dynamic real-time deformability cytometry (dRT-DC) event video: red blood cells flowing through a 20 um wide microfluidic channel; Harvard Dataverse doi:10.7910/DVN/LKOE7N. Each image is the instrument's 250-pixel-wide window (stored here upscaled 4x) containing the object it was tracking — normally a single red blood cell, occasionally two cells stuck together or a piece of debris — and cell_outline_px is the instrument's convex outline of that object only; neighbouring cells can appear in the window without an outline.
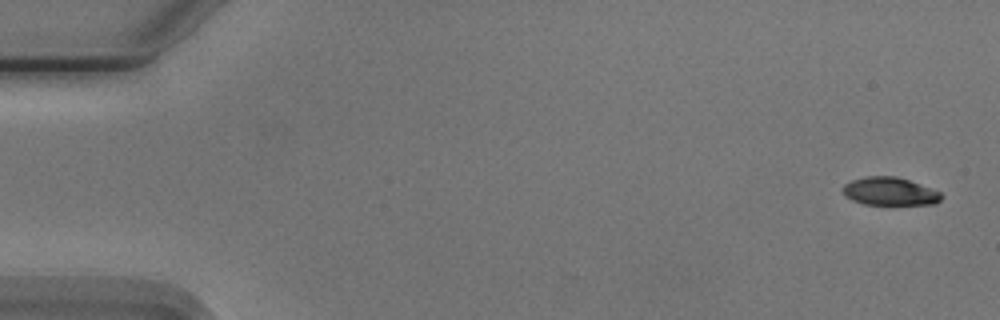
{"species": "Egyptian fruit bat (a non-hibernating species)", "species_latin": "Rousettus aegyptiacus", "temperature_condition": "cold", "stored_images_in_passage": 22, "camera_frame_rate_fps": 3000, "um_per_image_px": 0.085, "animal": {"sex": "male"}, "frame": {"image": 1, "passage_image": 1, "time_ms": 0.0, "image_size_px": [1000, 320], "cell_outline_px": [[944, 196], [936, 204], [864, 204], [852, 200], [844, 196], [844, 184], [852, 180], [868, 176], [896, 176], [908, 180], [940, 192]], "centroid_in_image_um": [75.63, 16.27], "position_along_channel_um": 9.4, "area_um2": 15.9}}
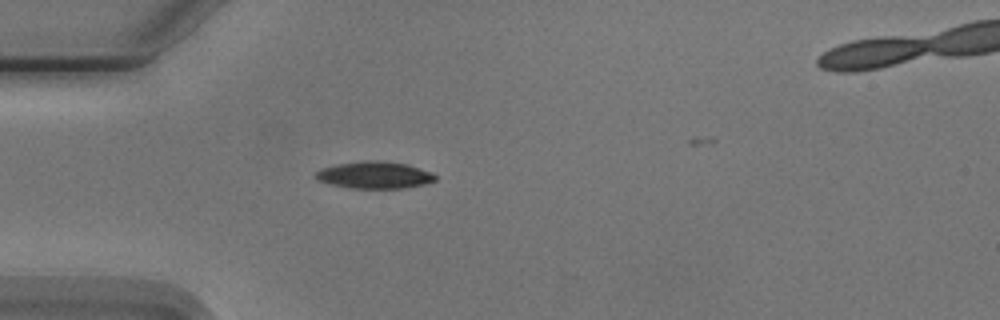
{"frame": {"image": 2, "passage_image": 15, "time_ms": 4.667, "image_size_px": [1000, 320], "cell_outline_px": [[436, 180], [424, 184], [404, 188], [348, 188], [316, 180], [312, 176], [320, 168], [336, 164], [360, 160], [380, 160], [408, 164], [432, 172], [436, 176]], "centroid_in_image_um": [31.8, 14.86], "position_along_channel_um": 53.2, "area_um2": 19.13}}
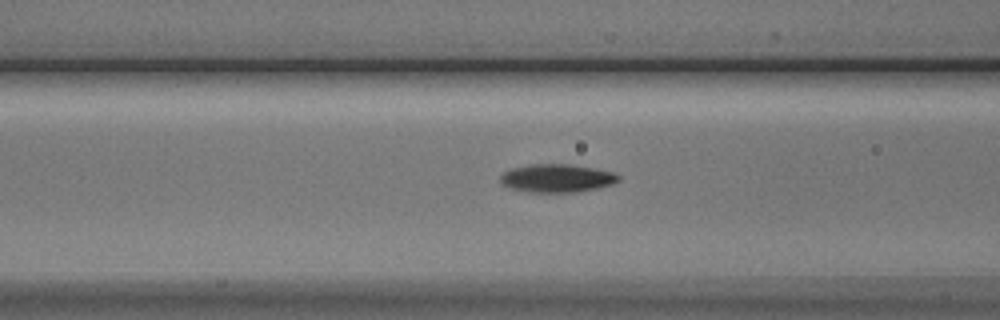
{"frame": {"image": 3, "passage_image": 21, "time_ms": 6.667, "image_size_px": [1000, 320], "cell_outline_px": [[620, 180], [612, 184], [596, 188], [572, 192], [528, 192], [512, 188], [500, 184], [500, 176], [504, 172], [512, 168], [532, 164], [568, 164], [616, 172], [620, 176]], "centroid_in_image_um": [47.33, 15.14], "position_along_channel_um": 119.3, "area_um2": 19.31}}